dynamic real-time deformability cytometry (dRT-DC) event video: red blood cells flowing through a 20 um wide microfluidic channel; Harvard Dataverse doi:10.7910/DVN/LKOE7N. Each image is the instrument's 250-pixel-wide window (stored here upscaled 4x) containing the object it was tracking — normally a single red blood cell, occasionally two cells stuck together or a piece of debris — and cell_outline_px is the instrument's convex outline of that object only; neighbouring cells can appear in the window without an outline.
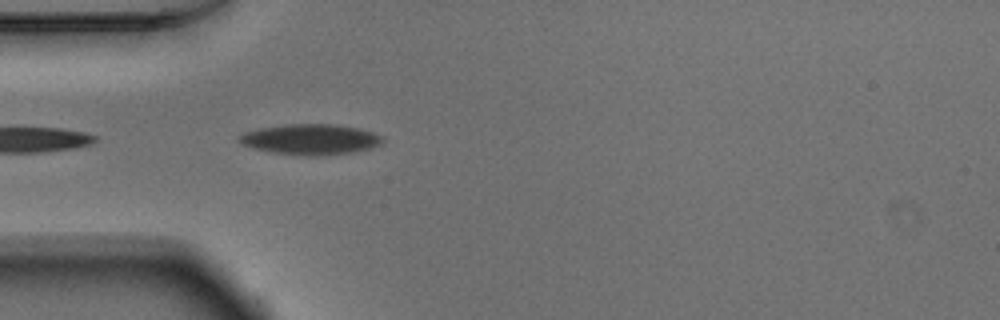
{"species": "Egyptian fruit bat (a non-hibernating species)", "species_latin": "Rousettus aegyptiacus", "temperature_condition": "warm", "stored_images_in_passage": 6, "camera_frame_rate_fps": 3000, "um_per_image_px": 0.085, "animal": {"sex": "male"}, "frame": {"image": 1, "passage_image": 2, "time_ms": 0.333, "image_size_px": [1000, 320], "cell_outline_px": [[384, 140], [380, 144], [368, 148], [352, 152], [312, 156], [272, 152], [252, 148], [236, 140], [236, 136], [244, 132], [260, 128], [288, 124], [336, 124], [360, 128], [384, 136]], "centroid_in_image_um": [26.37, 11.83], "position_along_channel_um": 58.6, "area_um2": 25.43}}